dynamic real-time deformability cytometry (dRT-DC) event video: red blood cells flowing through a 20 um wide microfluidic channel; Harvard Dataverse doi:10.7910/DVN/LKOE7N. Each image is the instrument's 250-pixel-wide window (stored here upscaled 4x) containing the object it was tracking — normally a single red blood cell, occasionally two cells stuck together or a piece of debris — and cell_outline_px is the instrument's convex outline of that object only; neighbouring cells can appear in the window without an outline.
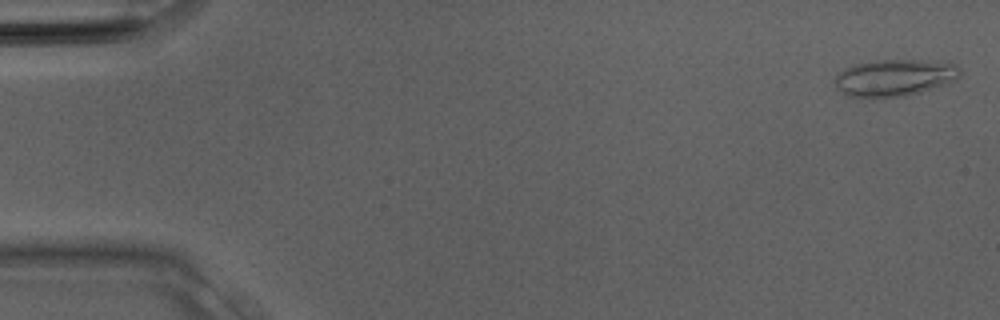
{"species": "Egyptian fruit bat (a non-hibernating species)", "species_latin": "Rousettus aegyptiacus", "temperature_condition": "room temperature", "stored_images_in_passage": 16, "camera_frame_rate_fps": 3000, "um_per_image_px": 0.085, "animal": {"sex": "male"}, "frame": {"image": 1, "passage_image": 1, "time_ms": 0.0, "image_size_px": [1000, 320], "cell_outline_px": [[960, 76], [956, 80], [948, 84], [920, 92], [904, 96], [844, 96], [836, 88], [836, 76], [844, 68], [856, 64], [880, 60], [920, 60], [956, 64], [960, 68]], "centroid_in_image_um": [76.06, 6.6], "position_along_channel_um": 8.9, "area_um2": 26.59}}